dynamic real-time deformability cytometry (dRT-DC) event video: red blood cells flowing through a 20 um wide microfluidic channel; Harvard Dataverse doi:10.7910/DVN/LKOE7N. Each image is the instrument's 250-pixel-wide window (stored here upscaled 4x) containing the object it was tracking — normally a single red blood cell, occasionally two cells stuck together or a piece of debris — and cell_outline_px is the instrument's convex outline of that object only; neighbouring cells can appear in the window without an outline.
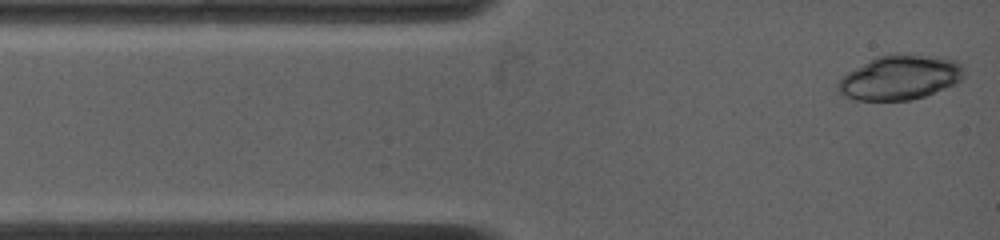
{"species": "common noctule bat (a hibernating species)", "species_latin": "Nyctalus noctula", "temperature_condition": "warm", "stored_images_in_passage": 50, "camera_frame_rate_fps": 4500, "um_per_image_px": 0.085, "animal": {"sex": "female", "body_mass_g": 19.0, "forearm_length_mm": 53.3}, "frame": {"image": 1, "passage_image": 1, "time_ms": 0.0, "image_size_px": [1000, 240], "cell_outline_px": [[964, 76], [960, 80], [952, 84], [924, 96], [908, 100], [852, 100], [844, 96], [836, 88], [836, 84], [848, 72], [876, 56], [896, 52], [936, 56], [956, 60], [964, 68]], "centroid_in_image_um": [76.47, 6.56], "position_along_channel_um": 8.5, "area_um2": 32.77}}
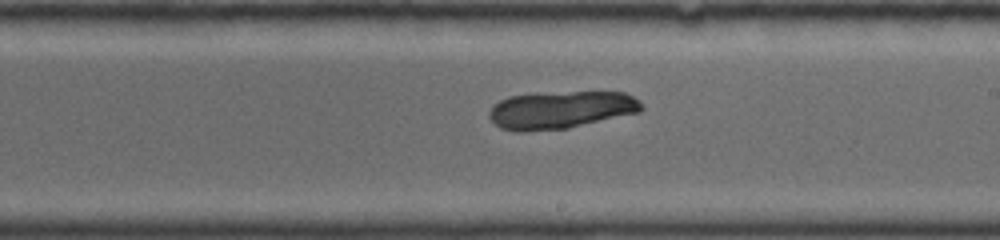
{"frame": {"image": 2, "passage_image": 28, "time_ms": 7.111, "image_size_px": [1000, 240], "cell_outline_px": [[644, 108], [640, 112], [568, 128], [524, 132], [516, 132], [500, 128], [488, 116], [488, 112], [500, 100], [508, 96], [536, 92], [624, 92], [640, 100]], "centroid_in_image_um": [47.66, 9.33], "position_along_channel_um": 241.3, "area_um2": 33.7}}
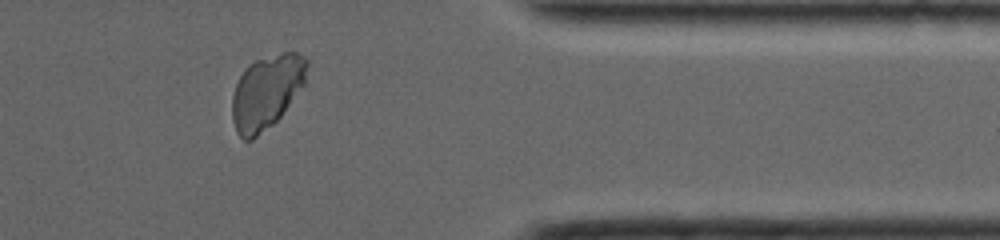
{"frame": {"image": 3, "passage_image": 46, "time_ms": 11.333, "image_size_px": [1000, 240], "cell_outline_px": [[308, 64], [304, 84], [280, 116], [272, 124], [252, 140], [244, 140], [236, 132], [232, 120], [232, 96], [236, 84], [244, 68], [248, 64], [256, 60], [284, 52], [296, 52], [304, 56], [308, 60]], "centroid_in_image_um": [22.64, 7.8], "position_along_channel_um": 388.8, "area_um2": 31.96}}